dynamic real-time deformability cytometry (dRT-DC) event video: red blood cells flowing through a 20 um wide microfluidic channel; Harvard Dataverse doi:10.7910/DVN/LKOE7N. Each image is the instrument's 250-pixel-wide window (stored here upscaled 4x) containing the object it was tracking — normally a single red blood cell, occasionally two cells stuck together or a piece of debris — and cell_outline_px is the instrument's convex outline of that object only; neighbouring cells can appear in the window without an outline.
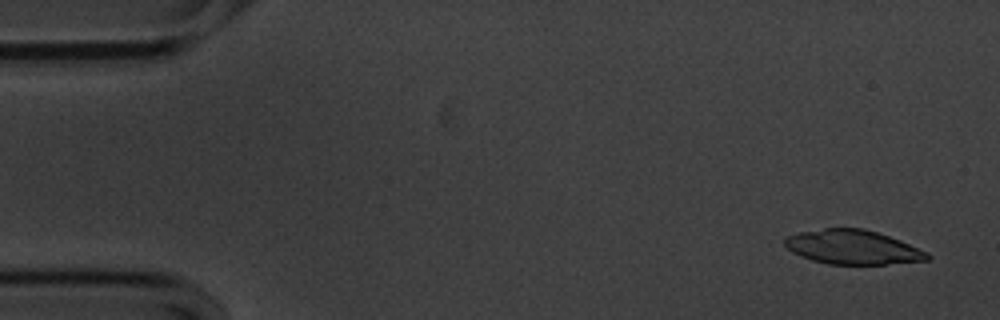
{"species": "common noctule bat (a hibernating species)", "species_latin": "Nyctalus noctula", "temperature_condition": "cold", "stored_images_in_passage": 55, "camera_frame_rate_fps": 3000, "um_per_image_px": 0.085, "animal": {"sex": "male", "body_mass_g": 20.1, "forearm_length_mm": 53.5}, "frame": {"image": 1, "passage_image": 3, "time_ms": 0.667, "image_size_px": [1000, 320], "cell_outline_px": [[932, 256], [928, 260], [884, 264], [828, 264], [812, 260], [800, 256], [792, 252], [784, 244], [784, 240], [788, 236], [800, 232], [824, 228], [864, 228], [900, 240], [928, 252]], "centroid_in_image_um": [72.48, 21.01], "position_along_channel_um": 12.5, "area_um2": 28.32}}